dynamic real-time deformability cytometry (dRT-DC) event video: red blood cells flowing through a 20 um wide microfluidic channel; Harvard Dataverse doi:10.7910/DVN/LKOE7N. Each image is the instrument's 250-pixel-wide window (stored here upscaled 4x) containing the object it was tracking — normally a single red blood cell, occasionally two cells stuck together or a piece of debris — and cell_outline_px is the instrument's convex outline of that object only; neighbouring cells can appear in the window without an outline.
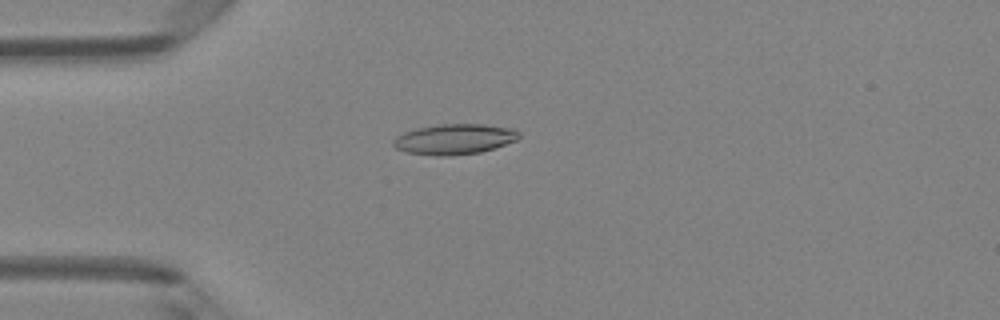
{"species": "Egyptian fruit bat (a non-hibernating species)", "species_latin": "Rousettus aegyptiacus", "temperature_condition": "room temperature", "stored_images_in_passage": 48, "camera_frame_rate_fps": 3000, "um_per_image_px": 0.085, "animal": {"sex": "female"}, "frame": {"image": 1, "passage_image": 13, "time_ms": 4.0, "image_size_px": [1000, 320], "cell_outline_px": [[520, 136], [516, 140], [480, 152], [448, 156], [436, 156], [408, 152], [396, 148], [392, 144], [392, 140], [396, 136], [404, 132], [420, 128], [440, 124], [480, 124], [512, 128], [520, 132]], "centroid_in_image_um": [38.61, 11.83], "position_along_channel_um": 46.4, "area_um2": 22.02}}
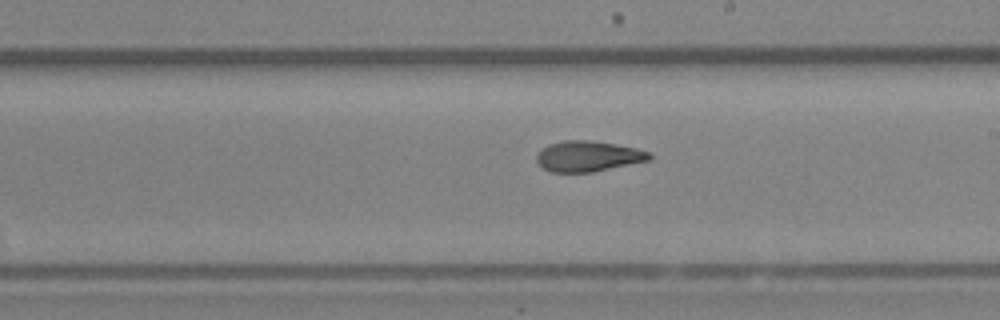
{"frame": {"image": 2, "passage_image": 28, "time_ms": 9.0, "image_size_px": [1000, 320], "cell_outline_px": [[652, 160], [592, 172], [548, 172], [536, 160], [536, 156], [548, 144], [564, 140], [588, 140], [636, 148], [652, 152]], "centroid_in_image_um": [50.03, 13.29], "position_along_channel_um": 239.0, "area_um2": 20.06}}
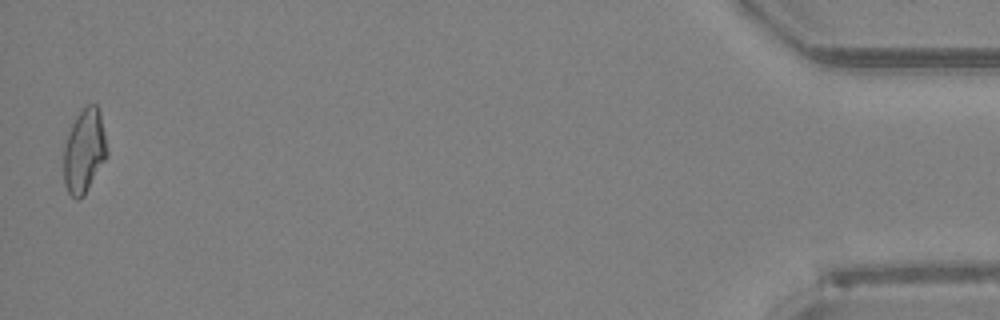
{"frame": {"image": 3, "passage_image": 48, "time_ms": 15.667, "image_size_px": [1000, 320], "cell_outline_px": [[108, 156], [84, 196], [80, 200], [76, 200], [68, 192], [64, 184], [64, 148], [68, 132], [80, 108], [84, 104], [96, 104], [100, 112], [108, 152]], "centroid_in_image_um": [7.16, 12.83], "position_along_channel_um": 428.0, "area_um2": 21.5}, "authors_computed_cell_mechanics": {"area_um2": 20.7213, "velocity_mm_per_s": 4.1892, "shape_relaxation_time_tau1_ms": 7.5903, "shape_relaxation_time_tau2_ms": 2.9011, "deformation_change_tau1": 0.2187, "deformation_change_tau2": 0.1017}}